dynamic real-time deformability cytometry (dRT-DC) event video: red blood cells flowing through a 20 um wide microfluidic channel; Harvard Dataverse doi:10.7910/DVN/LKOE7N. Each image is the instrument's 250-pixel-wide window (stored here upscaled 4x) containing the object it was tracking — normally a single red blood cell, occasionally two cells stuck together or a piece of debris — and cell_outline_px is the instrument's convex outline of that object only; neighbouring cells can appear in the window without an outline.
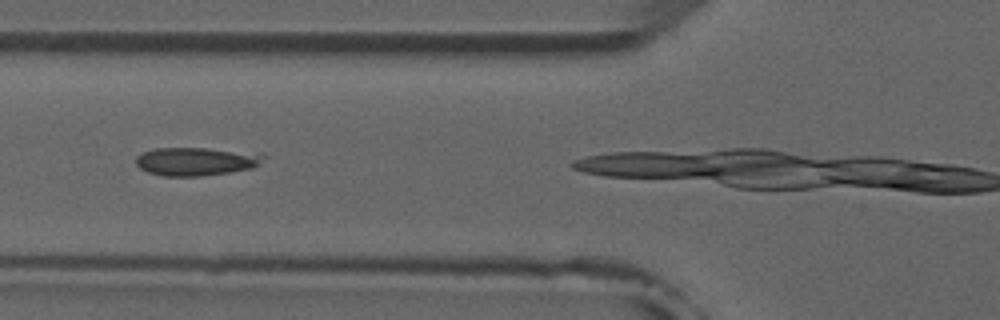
{"species": "common noctule bat (a hibernating species)", "species_latin": "Nyctalus noctula", "temperature_condition": "room temperature", "stored_images_in_passage": 4, "camera_frame_rate_fps": 3000, "um_per_image_px": 0.085, "animal": {"sex": "male", "forearm_length_mm": 52.5}, "frame": {"image": 1, "passage_image": 3, "time_ms": 3.0, "image_size_px": [1000, 320], "cell_outline_px": [[264, 156], [252, 168], [232, 172], [200, 176], [164, 176], [148, 172], [140, 168], [136, 164], [136, 156], [152, 148], [204, 148], [264, 152]], "centroid_in_image_um": [16.67, 13.7], "position_along_channel_um": 109.1, "area_um2": 21.15}}